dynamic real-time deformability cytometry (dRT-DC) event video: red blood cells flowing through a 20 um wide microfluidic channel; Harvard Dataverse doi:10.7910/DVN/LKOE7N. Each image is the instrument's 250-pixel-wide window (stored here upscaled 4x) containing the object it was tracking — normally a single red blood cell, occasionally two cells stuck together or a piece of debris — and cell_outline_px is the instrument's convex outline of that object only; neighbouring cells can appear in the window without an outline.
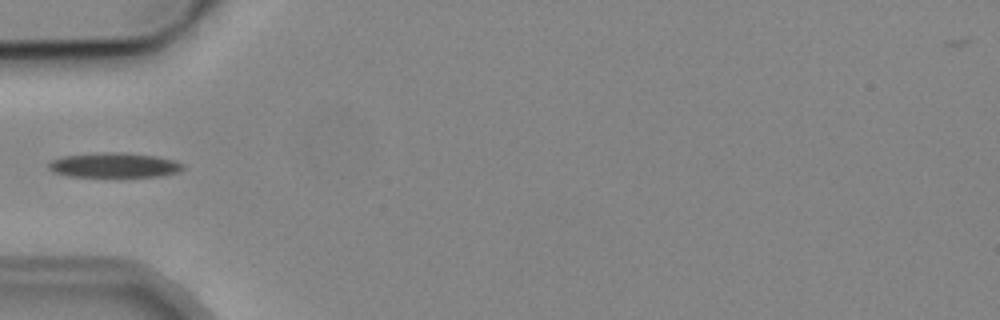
{"species": "common noctule bat (a hibernating species)", "species_latin": "Nyctalus noctula", "temperature_condition": "cold", "stored_images_in_passage": 6, "camera_frame_rate_fps": 3000, "um_per_image_px": 0.085, "animal": {"sex": "male", "body_mass_g": 19.2, "forearm_length_mm": 51.8}, "frame": {"image": 1, "passage_image": 6, "time_ms": 5.667, "image_size_px": [1000, 320], "cell_outline_px": [[184, 168], [180, 172], [160, 176], [68, 176], [56, 172], [48, 168], [48, 164], [52, 160], [64, 156], [104, 152], [120, 152], [156, 156], [176, 160], [184, 164]], "centroid_in_image_um": [9.77, 14.03], "position_along_channel_um": 75.2, "area_um2": 19.25}}